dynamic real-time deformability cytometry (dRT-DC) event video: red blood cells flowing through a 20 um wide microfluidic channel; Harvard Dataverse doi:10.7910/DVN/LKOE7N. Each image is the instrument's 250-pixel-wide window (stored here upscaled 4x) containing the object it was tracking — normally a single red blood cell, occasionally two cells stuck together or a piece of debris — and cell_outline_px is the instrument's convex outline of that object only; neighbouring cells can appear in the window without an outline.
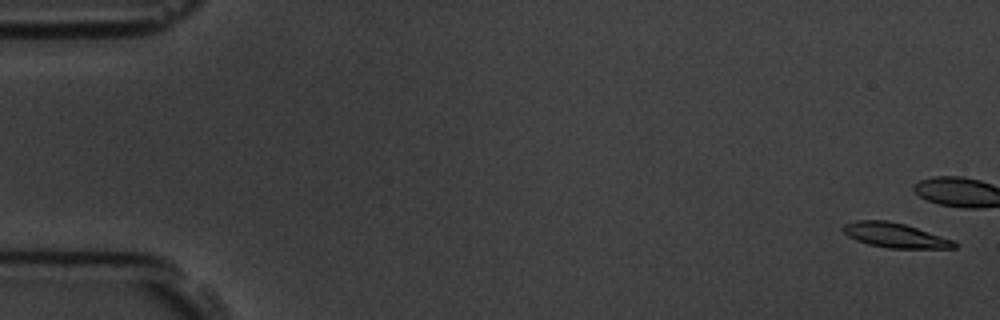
{"species": "common noctule bat (a hibernating species)", "species_latin": "Nyctalus noctula", "temperature_condition": "room temperature", "stored_images_in_passage": 4, "camera_frame_rate_fps": 3000, "um_per_image_px": 0.085, "animal": {"sex": "male", "body_mass_g": 19.5, "forearm_length_mm": 54.6}, "frame": {"image": 1, "passage_image": 1, "time_ms": 0.0, "image_size_px": [1000, 320], "cell_outline_px": [[956, 248], [888, 248], [868, 244], [856, 240], [848, 236], [840, 228], [844, 224], [856, 220], [888, 220], [904, 224], [952, 240], [956, 244]], "centroid_in_image_um": [76.0, 19.99], "position_along_channel_um": 9.0, "area_um2": 15.78}}